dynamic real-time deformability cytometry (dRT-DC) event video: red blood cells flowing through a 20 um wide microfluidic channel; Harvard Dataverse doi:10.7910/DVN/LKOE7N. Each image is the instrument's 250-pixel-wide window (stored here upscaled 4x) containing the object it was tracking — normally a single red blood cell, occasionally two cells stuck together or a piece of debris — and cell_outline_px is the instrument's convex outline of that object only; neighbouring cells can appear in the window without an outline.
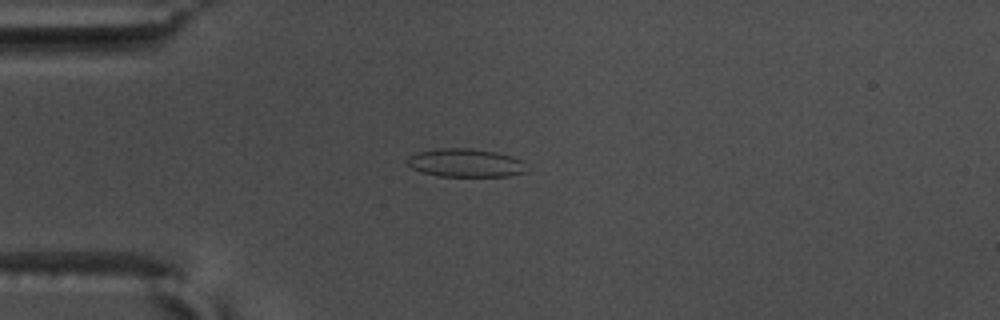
{"species": "common noctule bat (a hibernating species)", "species_latin": "Nyctalus noctula", "temperature_condition": "warm", "stored_images_in_passage": 42, "camera_frame_rate_fps": 3000, "um_per_image_px": 0.085, "animal": {"sex": "male", "body_mass_g": 17.5, "forearm_length_mm": 52.3}, "frame": {"image": 1, "passage_image": 2, "time_ms": 0.333, "image_size_px": [1000, 320], "cell_outline_px": [[528, 172], [508, 176], [440, 176], [420, 172], [412, 168], [404, 160], [408, 156], [420, 152], [440, 148], [468, 148], [496, 152], [512, 156], [524, 160]], "centroid_in_image_um": [39.6, 13.85], "position_along_channel_um": 45.4, "area_um2": 19.88}}
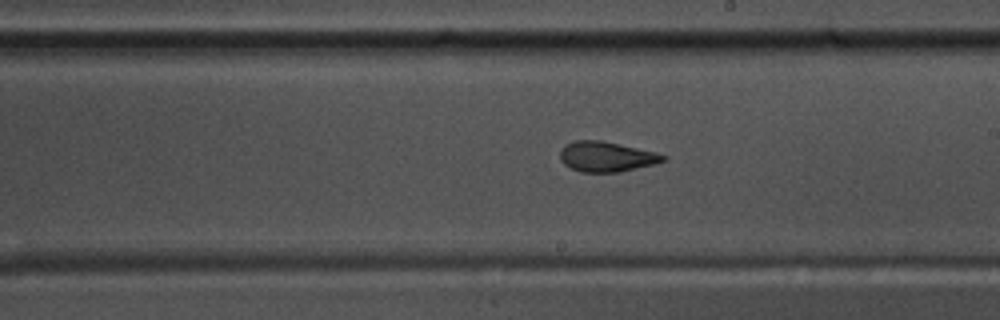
{"frame": {"image": 2, "passage_image": 19, "time_ms": 6.0, "image_size_px": [1000, 320], "cell_outline_px": [[668, 160], [620, 172], [580, 172], [564, 164], [560, 160], [560, 148], [564, 144], [576, 140], [600, 140], [656, 152], [668, 156]], "centroid_in_image_um": [51.53, 13.31], "position_along_channel_um": 237.5, "area_um2": 18.15}}
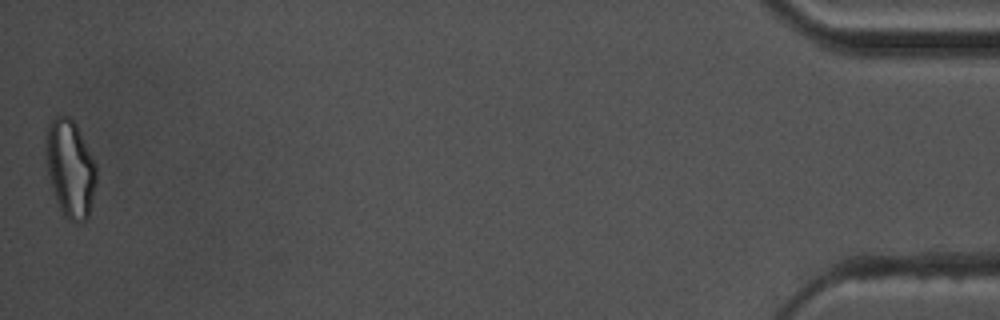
{"frame": {"image": 3, "passage_image": 42, "time_ms": 13.667, "image_size_px": [1000, 320], "cell_outline_px": [[96, 184], [88, 216], [84, 220], [68, 220], [64, 216], [56, 200], [48, 172], [48, 124], [56, 116], [72, 116], [96, 164]], "centroid_in_image_um": [6.01, 14.31], "position_along_channel_um": 429.2, "area_um2": 27.74}, "authors_computed_cell_mechanics": {"area_um2": 18.4093, "velocity_mm_per_s": 3.7322, "shape_relaxation_time_tau1_ms": 9.6043, "shape_relaxation_time_tau2_ms": 1.8679, "deformation_change_tau1": 0.2588, "deformation_change_tau2": 0.0946}}